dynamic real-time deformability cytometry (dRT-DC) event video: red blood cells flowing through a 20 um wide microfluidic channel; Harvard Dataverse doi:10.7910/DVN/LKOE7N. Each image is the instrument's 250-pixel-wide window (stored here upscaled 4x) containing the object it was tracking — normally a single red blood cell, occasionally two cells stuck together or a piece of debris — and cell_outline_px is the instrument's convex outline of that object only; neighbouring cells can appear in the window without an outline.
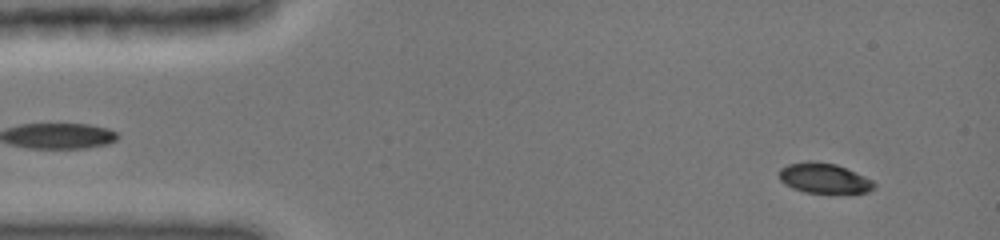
{"species": "common noctule bat (a hibernating species)", "species_latin": "Nyctalus noctula", "temperature_condition": "cold", "stored_images_in_passage": 55, "camera_frame_rate_fps": 3000, "um_per_image_px": 0.085, "animal": {"sex": "female", "body_mass_g": 19.0, "forearm_length_mm": 51.5}, "frame": {"image": 1, "passage_image": 2, "time_ms": 0.333, "image_size_px": [1000, 240], "cell_outline_px": [[876, 188], [868, 192], [804, 192], [792, 188], [784, 184], [780, 180], [780, 168], [788, 164], [808, 160], [836, 164], [864, 176], [872, 180], [876, 184]], "centroid_in_image_um": [70.03, 15.14], "position_along_channel_um": 15.0, "area_um2": 16.53}}
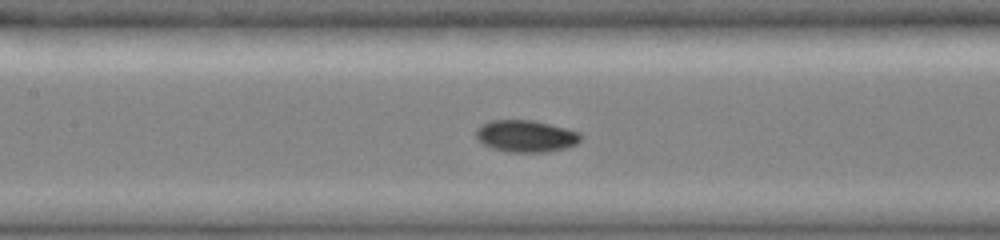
{"frame": {"image": 2, "passage_image": 24, "time_ms": 6.333, "image_size_px": [1000, 240], "cell_outline_px": [[584, 136], [576, 144], [568, 148], [548, 152], [508, 152], [492, 148], [484, 144], [476, 136], [476, 128], [480, 124], [492, 120], [532, 120], [580, 132]], "centroid_in_image_um": [44.72, 11.57], "position_along_channel_um": 162.7, "area_um2": 19.54}}
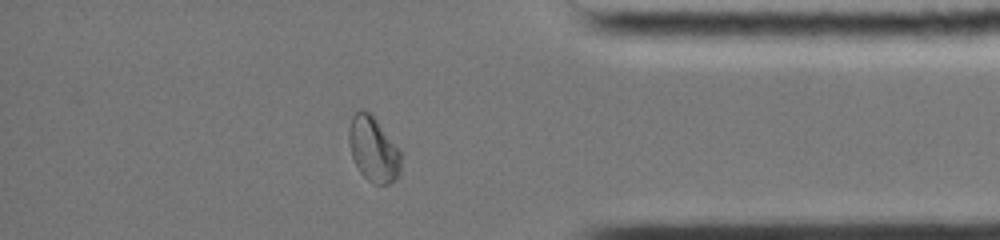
{"frame": {"image": 3, "passage_image": 48, "time_ms": 12.667, "image_size_px": [1000, 240], "cell_outline_px": [[400, 172], [396, 180], [388, 184], [372, 184], [360, 172], [352, 156], [348, 140], [348, 132], [352, 116], [356, 108], [364, 108], [372, 112], [400, 148]], "centroid_in_image_um": [31.74, 12.62], "position_along_channel_um": 403.5, "area_um2": 20.35}, "authors_computed_cell_mechanics": {"area_um2": 19.0162, "velocity_mm_per_s": 3.959, "shape_relaxation_time_tau1_ms": null, "shape_relaxation_time_tau2_ms": 2.1479, "deformation_change_tau1": null, "deformation_change_tau2": 0.0364}}